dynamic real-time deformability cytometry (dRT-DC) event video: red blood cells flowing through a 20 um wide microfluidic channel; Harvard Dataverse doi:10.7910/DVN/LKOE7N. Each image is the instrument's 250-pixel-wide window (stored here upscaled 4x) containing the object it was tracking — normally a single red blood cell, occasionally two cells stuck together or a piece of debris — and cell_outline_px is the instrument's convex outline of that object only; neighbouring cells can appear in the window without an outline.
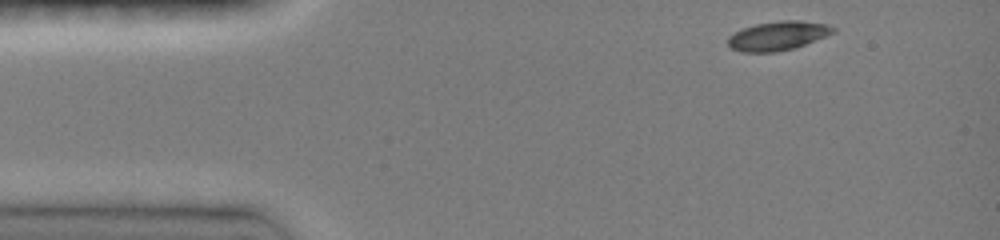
{"species": "common noctule bat (a hibernating species)", "species_latin": "Nyctalus noctula", "temperature_condition": "room temperature", "stored_images_in_passage": 34, "camera_frame_rate_fps": 3000, "um_per_image_px": 0.085, "animal": {"sex": "female", "body_mass_g": 19.0, "forearm_length_mm": 51.5}, "frame": {"image": 1, "passage_image": 1, "time_ms": 0.0, "image_size_px": [1000, 240], "cell_outline_px": [[836, 32], [796, 48], [776, 52], [740, 52], [732, 48], [728, 44], [728, 36], [744, 28], [756, 24], [780, 20], [800, 20], [828, 24], [836, 28]], "centroid_in_image_um": [66.16, 3.04], "position_along_channel_um": 18.8, "area_um2": 17.92}}
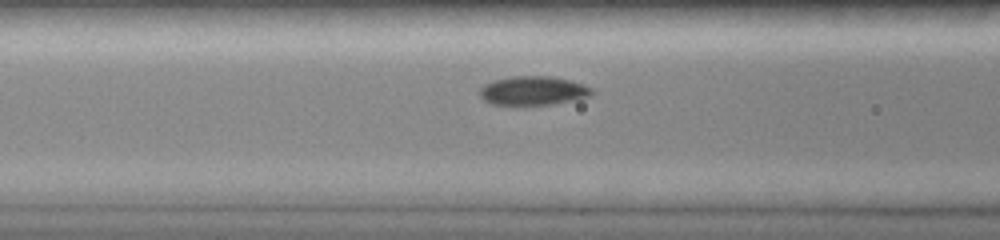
{"frame": {"image": 2, "passage_image": 14, "time_ms": 4.333, "image_size_px": [1000, 240], "cell_outline_px": [[592, 92], [588, 96], [576, 100], [552, 104], [492, 104], [484, 100], [480, 96], [480, 88], [484, 84], [492, 80], [512, 76], [552, 76], [572, 80], [584, 84], [592, 88]], "centroid_in_image_um": [45.32, 7.69], "position_along_channel_um": 121.3, "area_um2": 18.9}}
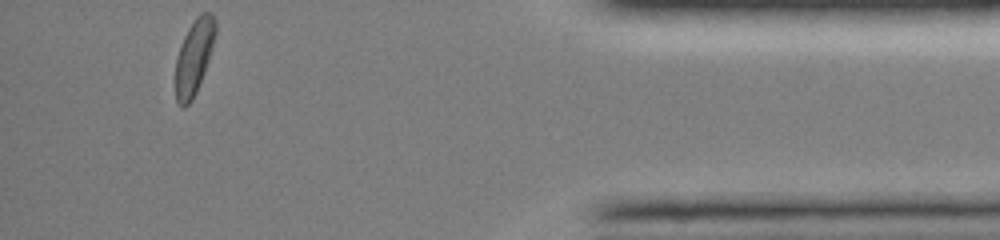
{"frame": {"image": 3, "passage_image": 34, "time_ms": 12.667, "image_size_px": [1000, 240], "cell_outline_px": [[216, 32], [212, 48], [204, 72], [196, 92], [192, 100], [184, 108], [180, 108], [176, 100], [176, 60], [184, 36], [188, 28], [196, 16], [200, 12], [212, 12], [216, 20]], "centroid_in_image_um": [16.51, 4.81], "position_along_channel_um": 418.7, "area_um2": 17.4}, "authors_computed_cell_mechanics": {"area_um2": 18.4671, "velocity_mm_per_s": 4.0403, "shape_relaxation_time_tau1_ms": 3.3559, "shape_relaxation_time_tau2_ms": null, "deformation_change_tau1": 0.1041, "deformation_change_tau2": null}}